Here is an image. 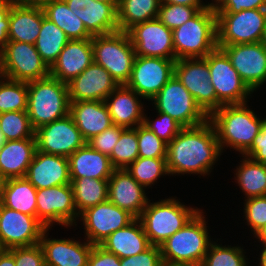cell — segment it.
I'll return each mask as SVG.
<instances>
[{"label":"cell","mask_w":266,"mask_h":266,"mask_svg":"<svg viewBox=\"0 0 266 266\" xmlns=\"http://www.w3.org/2000/svg\"><path fill=\"white\" fill-rule=\"evenodd\" d=\"M47 228L40 239L45 266H87L93 248L89 241L81 243L74 239H51Z\"/></svg>","instance_id":"cell-25"},{"label":"cell","mask_w":266,"mask_h":266,"mask_svg":"<svg viewBox=\"0 0 266 266\" xmlns=\"http://www.w3.org/2000/svg\"><path fill=\"white\" fill-rule=\"evenodd\" d=\"M139 96L126 85H119L106 99L112 123L124 128H136L143 124L144 108Z\"/></svg>","instance_id":"cell-27"},{"label":"cell","mask_w":266,"mask_h":266,"mask_svg":"<svg viewBox=\"0 0 266 266\" xmlns=\"http://www.w3.org/2000/svg\"><path fill=\"white\" fill-rule=\"evenodd\" d=\"M139 157L166 159L167 144L146 126H137Z\"/></svg>","instance_id":"cell-44"},{"label":"cell","mask_w":266,"mask_h":266,"mask_svg":"<svg viewBox=\"0 0 266 266\" xmlns=\"http://www.w3.org/2000/svg\"><path fill=\"white\" fill-rule=\"evenodd\" d=\"M92 35H105L119 31L117 22L118 3H103L95 0H64Z\"/></svg>","instance_id":"cell-21"},{"label":"cell","mask_w":266,"mask_h":266,"mask_svg":"<svg viewBox=\"0 0 266 266\" xmlns=\"http://www.w3.org/2000/svg\"><path fill=\"white\" fill-rule=\"evenodd\" d=\"M151 101H154L157 112L170 115L183 128L200 125L209 119L175 75Z\"/></svg>","instance_id":"cell-9"},{"label":"cell","mask_w":266,"mask_h":266,"mask_svg":"<svg viewBox=\"0 0 266 266\" xmlns=\"http://www.w3.org/2000/svg\"><path fill=\"white\" fill-rule=\"evenodd\" d=\"M126 128L113 124L100 134L91 138L87 144L90 145L96 151L101 152L107 156H110L113 148L117 144L120 134Z\"/></svg>","instance_id":"cell-47"},{"label":"cell","mask_w":266,"mask_h":266,"mask_svg":"<svg viewBox=\"0 0 266 266\" xmlns=\"http://www.w3.org/2000/svg\"><path fill=\"white\" fill-rule=\"evenodd\" d=\"M36 205V218L46 228H52L55 222L66 228L77 225L75 221L80 215L74 204L71 184L37 189Z\"/></svg>","instance_id":"cell-13"},{"label":"cell","mask_w":266,"mask_h":266,"mask_svg":"<svg viewBox=\"0 0 266 266\" xmlns=\"http://www.w3.org/2000/svg\"><path fill=\"white\" fill-rule=\"evenodd\" d=\"M0 266H15L14 255L9 250L0 249Z\"/></svg>","instance_id":"cell-55"},{"label":"cell","mask_w":266,"mask_h":266,"mask_svg":"<svg viewBox=\"0 0 266 266\" xmlns=\"http://www.w3.org/2000/svg\"><path fill=\"white\" fill-rule=\"evenodd\" d=\"M243 248L237 246H222L216 242L210 244L203 259V266H247Z\"/></svg>","instance_id":"cell-42"},{"label":"cell","mask_w":266,"mask_h":266,"mask_svg":"<svg viewBox=\"0 0 266 266\" xmlns=\"http://www.w3.org/2000/svg\"><path fill=\"white\" fill-rule=\"evenodd\" d=\"M0 130L6 141L35 138V130L26 110L1 113Z\"/></svg>","instance_id":"cell-41"},{"label":"cell","mask_w":266,"mask_h":266,"mask_svg":"<svg viewBox=\"0 0 266 266\" xmlns=\"http://www.w3.org/2000/svg\"><path fill=\"white\" fill-rule=\"evenodd\" d=\"M36 150V138L6 141L0 150V177H25Z\"/></svg>","instance_id":"cell-30"},{"label":"cell","mask_w":266,"mask_h":266,"mask_svg":"<svg viewBox=\"0 0 266 266\" xmlns=\"http://www.w3.org/2000/svg\"><path fill=\"white\" fill-rule=\"evenodd\" d=\"M118 86L111 74L95 62L67 84L70 102L105 101Z\"/></svg>","instance_id":"cell-20"},{"label":"cell","mask_w":266,"mask_h":266,"mask_svg":"<svg viewBox=\"0 0 266 266\" xmlns=\"http://www.w3.org/2000/svg\"><path fill=\"white\" fill-rule=\"evenodd\" d=\"M45 17L62 29L70 40L91 39L82 20L70 10L64 0H38Z\"/></svg>","instance_id":"cell-32"},{"label":"cell","mask_w":266,"mask_h":266,"mask_svg":"<svg viewBox=\"0 0 266 266\" xmlns=\"http://www.w3.org/2000/svg\"><path fill=\"white\" fill-rule=\"evenodd\" d=\"M93 62L101 65L119 85H126L136 57L127 32L116 31L91 38Z\"/></svg>","instance_id":"cell-7"},{"label":"cell","mask_w":266,"mask_h":266,"mask_svg":"<svg viewBox=\"0 0 266 266\" xmlns=\"http://www.w3.org/2000/svg\"><path fill=\"white\" fill-rule=\"evenodd\" d=\"M14 255L15 266H45L44 253L40 244L9 249Z\"/></svg>","instance_id":"cell-48"},{"label":"cell","mask_w":266,"mask_h":266,"mask_svg":"<svg viewBox=\"0 0 266 266\" xmlns=\"http://www.w3.org/2000/svg\"><path fill=\"white\" fill-rule=\"evenodd\" d=\"M138 158L137 127L126 128L120 134L119 140L109 156L111 165L114 169H126Z\"/></svg>","instance_id":"cell-39"},{"label":"cell","mask_w":266,"mask_h":266,"mask_svg":"<svg viewBox=\"0 0 266 266\" xmlns=\"http://www.w3.org/2000/svg\"><path fill=\"white\" fill-rule=\"evenodd\" d=\"M172 266H203L202 263L198 264H178V265H172Z\"/></svg>","instance_id":"cell-60"},{"label":"cell","mask_w":266,"mask_h":266,"mask_svg":"<svg viewBox=\"0 0 266 266\" xmlns=\"http://www.w3.org/2000/svg\"><path fill=\"white\" fill-rule=\"evenodd\" d=\"M244 216L254 235L266 225V195L245 199Z\"/></svg>","instance_id":"cell-46"},{"label":"cell","mask_w":266,"mask_h":266,"mask_svg":"<svg viewBox=\"0 0 266 266\" xmlns=\"http://www.w3.org/2000/svg\"><path fill=\"white\" fill-rule=\"evenodd\" d=\"M28 88L26 82L0 76V114L27 110Z\"/></svg>","instance_id":"cell-38"},{"label":"cell","mask_w":266,"mask_h":266,"mask_svg":"<svg viewBox=\"0 0 266 266\" xmlns=\"http://www.w3.org/2000/svg\"><path fill=\"white\" fill-rule=\"evenodd\" d=\"M50 75L34 44L8 41L2 47L0 76L20 82H31Z\"/></svg>","instance_id":"cell-10"},{"label":"cell","mask_w":266,"mask_h":266,"mask_svg":"<svg viewBox=\"0 0 266 266\" xmlns=\"http://www.w3.org/2000/svg\"><path fill=\"white\" fill-rule=\"evenodd\" d=\"M236 169L235 179L239 188L245 193L246 199L266 195V164L246 157Z\"/></svg>","instance_id":"cell-36"},{"label":"cell","mask_w":266,"mask_h":266,"mask_svg":"<svg viewBox=\"0 0 266 266\" xmlns=\"http://www.w3.org/2000/svg\"><path fill=\"white\" fill-rule=\"evenodd\" d=\"M36 217L0 205V249L39 244L46 230Z\"/></svg>","instance_id":"cell-15"},{"label":"cell","mask_w":266,"mask_h":266,"mask_svg":"<svg viewBox=\"0 0 266 266\" xmlns=\"http://www.w3.org/2000/svg\"><path fill=\"white\" fill-rule=\"evenodd\" d=\"M103 3H118V0H95Z\"/></svg>","instance_id":"cell-62"},{"label":"cell","mask_w":266,"mask_h":266,"mask_svg":"<svg viewBox=\"0 0 266 266\" xmlns=\"http://www.w3.org/2000/svg\"><path fill=\"white\" fill-rule=\"evenodd\" d=\"M1 62H2V47L0 46V71H1Z\"/></svg>","instance_id":"cell-63"},{"label":"cell","mask_w":266,"mask_h":266,"mask_svg":"<svg viewBox=\"0 0 266 266\" xmlns=\"http://www.w3.org/2000/svg\"><path fill=\"white\" fill-rule=\"evenodd\" d=\"M216 13H237L246 9H266V0H215Z\"/></svg>","instance_id":"cell-50"},{"label":"cell","mask_w":266,"mask_h":266,"mask_svg":"<svg viewBox=\"0 0 266 266\" xmlns=\"http://www.w3.org/2000/svg\"><path fill=\"white\" fill-rule=\"evenodd\" d=\"M70 39L54 22L44 17L35 48L50 68Z\"/></svg>","instance_id":"cell-35"},{"label":"cell","mask_w":266,"mask_h":266,"mask_svg":"<svg viewBox=\"0 0 266 266\" xmlns=\"http://www.w3.org/2000/svg\"><path fill=\"white\" fill-rule=\"evenodd\" d=\"M100 246L119 258H126L147 250L151 243L141 221L135 218L127 226L111 233Z\"/></svg>","instance_id":"cell-31"},{"label":"cell","mask_w":266,"mask_h":266,"mask_svg":"<svg viewBox=\"0 0 266 266\" xmlns=\"http://www.w3.org/2000/svg\"><path fill=\"white\" fill-rule=\"evenodd\" d=\"M172 33L175 60L206 57L218 47L217 15L213 2Z\"/></svg>","instance_id":"cell-3"},{"label":"cell","mask_w":266,"mask_h":266,"mask_svg":"<svg viewBox=\"0 0 266 266\" xmlns=\"http://www.w3.org/2000/svg\"><path fill=\"white\" fill-rule=\"evenodd\" d=\"M44 17V10L38 0H12L9 41L35 44Z\"/></svg>","instance_id":"cell-22"},{"label":"cell","mask_w":266,"mask_h":266,"mask_svg":"<svg viewBox=\"0 0 266 266\" xmlns=\"http://www.w3.org/2000/svg\"><path fill=\"white\" fill-rule=\"evenodd\" d=\"M162 3L180 4L193 7H209L212 3H202L201 0H161Z\"/></svg>","instance_id":"cell-54"},{"label":"cell","mask_w":266,"mask_h":266,"mask_svg":"<svg viewBox=\"0 0 266 266\" xmlns=\"http://www.w3.org/2000/svg\"><path fill=\"white\" fill-rule=\"evenodd\" d=\"M204 59L208 63L210 82L217 99L223 105L246 103L247 97L253 92L242 81L226 53L217 47Z\"/></svg>","instance_id":"cell-11"},{"label":"cell","mask_w":266,"mask_h":266,"mask_svg":"<svg viewBox=\"0 0 266 266\" xmlns=\"http://www.w3.org/2000/svg\"><path fill=\"white\" fill-rule=\"evenodd\" d=\"M161 0H118L119 31L127 32L134 25L158 18Z\"/></svg>","instance_id":"cell-34"},{"label":"cell","mask_w":266,"mask_h":266,"mask_svg":"<svg viewBox=\"0 0 266 266\" xmlns=\"http://www.w3.org/2000/svg\"><path fill=\"white\" fill-rule=\"evenodd\" d=\"M144 189L125 169H114L108 179V200L139 218L149 202Z\"/></svg>","instance_id":"cell-23"},{"label":"cell","mask_w":266,"mask_h":266,"mask_svg":"<svg viewBox=\"0 0 266 266\" xmlns=\"http://www.w3.org/2000/svg\"><path fill=\"white\" fill-rule=\"evenodd\" d=\"M158 119L151 121L144 115L143 125L160 138L166 144H169L177 134L182 130V126L177 123L170 115L157 112Z\"/></svg>","instance_id":"cell-45"},{"label":"cell","mask_w":266,"mask_h":266,"mask_svg":"<svg viewBox=\"0 0 266 266\" xmlns=\"http://www.w3.org/2000/svg\"><path fill=\"white\" fill-rule=\"evenodd\" d=\"M140 185L151 187L162 175H169L166 159L139 157L125 169Z\"/></svg>","instance_id":"cell-40"},{"label":"cell","mask_w":266,"mask_h":266,"mask_svg":"<svg viewBox=\"0 0 266 266\" xmlns=\"http://www.w3.org/2000/svg\"><path fill=\"white\" fill-rule=\"evenodd\" d=\"M256 238L262 242V245H266V225L255 234Z\"/></svg>","instance_id":"cell-56"},{"label":"cell","mask_w":266,"mask_h":266,"mask_svg":"<svg viewBox=\"0 0 266 266\" xmlns=\"http://www.w3.org/2000/svg\"><path fill=\"white\" fill-rule=\"evenodd\" d=\"M174 75L208 116L223 105L217 99L215 89L210 82L209 67L204 58L177 59Z\"/></svg>","instance_id":"cell-12"},{"label":"cell","mask_w":266,"mask_h":266,"mask_svg":"<svg viewBox=\"0 0 266 266\" xmlns=\"http://www.w3.org/2000/svg\"><path fill=\"white\" fill-rule=\"evenodd\" d=\"M243 155L256 162L266 164V119L252 146Z\"/></svg>","instance_id":"cell-52"},{"label":"cell","mask_w":266,"mask_h":266,"mask_svg":"<svg viewBox=\"0 0 266 266\" xmlns=\"http://www.w3.org/2000/svg\"><path fill=\"white\" fill-rule=\"evenodd\" d=\"M261 42L263 43V45L266 48V25H265L264 34H263Z\"/></svg>","instance_id":"cell-61"},{"label":"cell","mask_w":266,"mask_h":266,"mask_svg":"<svg viewBox=\"0 0 266 266\" xmlns=\"http://www.w3.org/2000/svg\"><path fill=\"white\" fill-rule=\"evenodd\" d=\"M69 115L86 142L113 125L105 101L70 102Z\"/></svg>","instance_id":"cell-28"},{"label":"cell","mask_w":266,"mask_h":266,"mask_svg":"<svg viewBox=\"0 0 266 266\" xmlns=\"http://www.w3.org/2000/svg\"><path fill=\"white\" fill-rule=\"evenodd\" d=\"M12 8V0H0V46L8 41L9 14Z\"/></svg>","instance_id":"cell-53"},{"label":"cell","mask_w":266,"mask_h":266,"mask_svg":"<svg viewBox=\"0 0 266 266\" xmlns=\"http://www.w3.org/2000/svg\"><path fill=\"white\" fill-rule=\"evenodd\" d=\"M199 211L198 208L185 206L175 198L153 203L149 200L139 220L151 245L160 246L183 228Z\"/></svg>","instance_id":"cell-6"},{"label":"cell","mask_w":266,"mask_h":266,"mask_svg":"<svg viewBox=\"0 0 266 266\" xmlns=\"http://www.w3.org/2000/svg\"><path fill=\"white\" fill-rule=\"evenodd\" d=\"M35 138L38 151L66 158L87 143L70 115L39 127Z\"/></svg>","instance_id":"cell-16"},{"label":"cell","mask_w":266,"mask_h":266,"mask_svg":"<svg viewBox=\"0 0 266 266\" xmlns=\"http://www.w3.org/2000/svg\"><path fill=\"white\" fill-rule=\"evenodd\" d=\"M70 179L94 178L108 180L114 170L109 156L87 143L68 157Z\"/></svg>","instance_id":"cell-29"},{"label":"cell","mask_w":266,"mask_h":266,"mask_svg":"<svg viewBox=\"0 0 266 266\" xmlns=\"http://www.w3.org/2000/svg\"><path fill=\"white\" fill-rule=\"evenodd\" d=\"M263 247L261 253H260V265L258 266H266V245L261 246Z\"/></svg>","instance_id":"cell-57"},{"label":"cell","mask_w":266,"mask_h":266,"mask_svg":"<svg viewBox=\"0 0 266 266\" xmlns=\"http://www.w3.org/2000/svg\"><path fill=\"white\" fill-rule=\"evenodd\" d=\"M218 48L226 53L232 66L252 92L266 82V48L262 42Z\"/></svg>","instance_id":"cell-19"},{"label":"cell","mask_w":266,"mask_h":266,"mask_svg":"<svg viewBox=\"0 0 266 266\" xmlns=\"http://www.w3.org/2000/svg\"><path fill=\"white\" fill-rule=\"evenodd\" d=\"M216 15L217 46L261 42L266 25V9H246Z\"/></svg>","instance_id":"cell-8"},{"label":"cell","mask_w":266,"mask_h":266,"mask_svg":"<svg viewBox=\"0 0 266 266\" xmlns=\"http://www.w3.org/2000/svg\"><path fill=\"white\" fill-rule=\"evenodd\" d=\"M5 142H6L5 137L2 133V131L0 130V150L3 148V145Z\"/></svg>","instance_id":"cell-59"},{"label":"cell","mask_w":266,"mask_h":266,"mask_svg":"<svg viewBox=\"0 0 266 266\" xmlns=\"http://www.w3.org/2000/svg\"><path fill=\"white\" fill-rule=\"evenodd\" d=\"M203 213L200 210L183 228L159 246L164 266L203 262L212 243Z\"/></svg>","instance_id":"cell-5"},{"label":"cell","mask_w":266,"mask_h":266,"mask_svg":"<svg viewBox=\"0 0 266 266\" xmlns=\"http://www.w3.org/2000/svg\"><path fill=\"white\" fill-rule=\"evenodd\" d=\"M70 180L74 204L79 215L86 209L108 200V180L94 178Z\"/></svg>","instance_id":"cell-37"},{"label":"cell","mask_w":266,"mask_h":266,"mask_svg":"<svg viewBox=\"0 0 266 266\" xmlns=\"http://www.w3.org/2000/svg\"><path fill=\"white\" fill-rule=\"evenodd\" d=\"M127 33L137 56L175 59L172 30L158 18L136 24Z\"/></svg>","instance_id":"cell-18"},{"label":"cell","mask_w":266,"mask_h":266,"mask_svg":"<svg viewBox=\"0 0 266 266\" xmlns=\"http://www.w3.org/2000/svg\"><path fill=\"white\" fill-rule=\"evenodd\" d=\"M37 189L25 178H9L3 187V205L36 217Z\"/></svg>","instance_id":"cell-33"},{"label":"cell","mask_w":266,"mask_h":266,"mask_svg":"<svg viewBox=\"0 0 266 266\" xmlns=\"http://www.w3.org/2000/svg\"><path fill=\"white\" fill-rule=\"evenodd\" d=\"M87 266H120V258L100 245H93Z\"/></svg>","instance_id":"cell-51"},{"label":"cell","mask_w":266,"mask_h":266,"mask_svg":"<svg viewBox=\"0 0 266 266\" xmlns=\"http://www.w3.org/2000/svg\"><path fill=\"white\" fill-rule=\"evenodd\" d=\"M25 178L36 189L71 184L68 158L36 150Z\"/></svg>","instance_id":"cell-24"},{"label":"cell","mask_w":266,"mask_h":266,"mask_svg":"<svg viewBox=\"0 0 266 266\" xmlns=\"http://www.w3.org/2000/svg\"><path fill=\"white\" fill-rule=\"evenodd\" d=\"M5 179L0 177V205L3 203V187H4Z\"/></svg>","instance_id":"cell-58"},{"label":"cell","mask_w":266,"mask_h":266,"mask_svg":"<svg viewBox=\"0 0 266 266\" xmlns=\"http://www.w3.org/2000/svg\"><path fill=\"white\" fill-rule=\"evenodd\" d=\"M120 266H164L160 247L151 245L137 255L120 258Z\"/></svg>","instance_id":"cell-49"},{"label":"cell","mask_w":266,"mask_h":266,"mask_svg":"<svg viewBox=\"0 0 266 266\" xmlns=\"http://www.w3.org/2000/svg\"><path fill=\"white\" fill-rule=\"evenodd\" d=\"M208 7H193L180 4L161 3L158 19L169 29L174 30L192 18L199 10Z\"/></svg>","instance_id":"cell-43"},{"label":"cell","mask_w":266,"mask_h":266,"mask_svg":"<svg viewBox=\"0 0 266 266\" xmlns=\"http://www.w3.org/2000/svg\"><path fill=\"white\" fill-rule=\"evenodd\" d=\"M263 120L246 103L226 104L214 111L209 120L213 124L221 151L230 147L242 155L252 146Z\"/></svg>","instance_id":"cell-2"},{"label":"cell","mask_w":266,"mask_h":266,"mask_svg":"<svg viewBox=\"0 0 266 266\" xmlns=\"http://www.w3.org/2000/svg\"><path fill=\"white\" fill-rule=\"evenodd\" d=\"M222 152L209 119L200 125L182 128L167 144L168 173L209 175Z\"/></svg>","instance_id":"cell-1"},{"label":"cell","mask_w":266,"mask_h":266,"mask_svg":"<svg viewBox=\"0 0 266 266\" xmlns=\"http://www.w3.org/2000/svg\"><path fill=\"white\" fill-rule=\"evenodd\" d=\"M175 59L135 57L126 86L143 99L151 100L174 75Z\"/></svg>","instance_id":"cell-14"},{"label":"cell","mask_w":266,"mask_h":266,"mask_svg":"<svg viewBox=\"0 0 266 266\" xmlns=\"http://www.w3.org/2000/svg\"><path fill=\"white\" fill-rule=\"evenodd\" d=\"M84 225L86 241L100 245L111 233L130 224L135 217L106 200L90 207L79 216Z\"/></svg>","instance_id":"cell-17"},{"label":"cell","mask_w":266,"mask_h":266,"mask_svg":"<svg viewBox=\"0 0 266 266\" xmlns=\"http://www.w3.org/2000/svg\"><path fill=\"white\" fill-rule=\"evenodd\" d=\"M27 113L34 130L69 115L66 83L51 75L27 83Z\"/></svg>","instance_id":"cell-4"},{"label":"cell","mask_w":266,"mask_h":266,"mask_svg":"<svg viewBox=\"0 0 266 266\" xmlns=\"http://www.w3.org/2000/svg\"><path fill=\"white\" fill-rule=\"evenodd\" d=\"M92 63L91 39L69 40L50 67V75L68 84Z\"/></svg>","instance_id":"cell-26"}]
</instances>
